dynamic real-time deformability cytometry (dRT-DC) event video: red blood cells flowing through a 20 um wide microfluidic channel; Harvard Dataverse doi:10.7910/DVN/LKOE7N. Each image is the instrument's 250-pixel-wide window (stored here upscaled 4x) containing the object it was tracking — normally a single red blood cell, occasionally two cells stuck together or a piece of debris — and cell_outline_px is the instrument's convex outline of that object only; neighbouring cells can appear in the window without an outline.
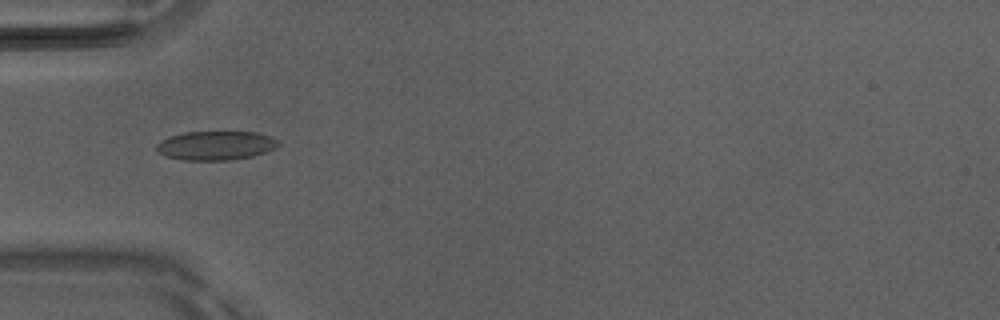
{"species": "Egyptian fruit bat (a non-hibernating species)", "species_latin": "Rousettus aegyptiacus", "temperature_condition": "room temperature", "stored_images_in_passage": 4, "camera_frame_rate_fps": 3000, "um_per_image_px": 0.085, "animal": {"sex": "male"}, "frame": {"image": 1, "passage_image": 4, "time_ms": 1.0, "image_size_px": [1000, 320], "cell_outline_px": [[280, 144], [276, 148], [252, 156], [232, 160], [184, 160], [164, 156], [156, 148], [156, 144], [160, 140], [184, 132], [256, 132], [272, 136]], "centroid_in_image_um": [18.35, 12.37], "position_along_channel_um": 66.7, "area_um2": 20.58}}